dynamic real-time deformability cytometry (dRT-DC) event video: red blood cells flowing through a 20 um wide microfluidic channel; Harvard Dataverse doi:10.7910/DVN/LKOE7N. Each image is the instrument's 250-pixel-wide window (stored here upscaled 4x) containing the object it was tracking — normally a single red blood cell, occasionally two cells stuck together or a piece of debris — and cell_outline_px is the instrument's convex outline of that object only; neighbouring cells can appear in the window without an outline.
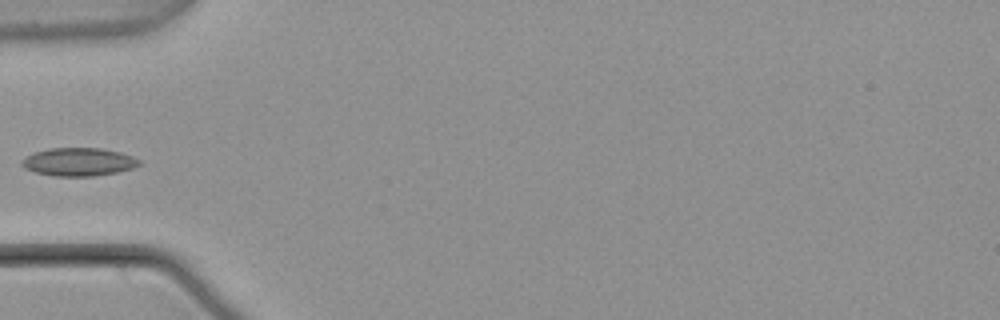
{"species": "common noctule bat (a hibernating species)", "species_latin": "Nyctalus noctula", "temperature_condition": "warm", "stored_images_in_passage": 5, "camera_frame_rate_fps": 3000, "um_per_image_px": 0.085, "animal": {"sex": "male", "body_mass_g": 21.5, "forearm_length_mm": 52.0}, "frame": {"image": 1, "passage_image": 4, "time_ms": 1.0, "image_size_px": [1000, 320], "cell_outline_px": [[140, 164], [132, 168], [116, 172], [92, 176], [52, 176], [36, 172], [24, 168], [20, 164], [20, 160], [36, 152], [48, 148], [100, 148], [120, 152], [132, 156], [140, 160]], "centroid_in_image_um": [6.66, 13.76], "position_along_channel_um": 78.3, "area_um2": 19.13}}
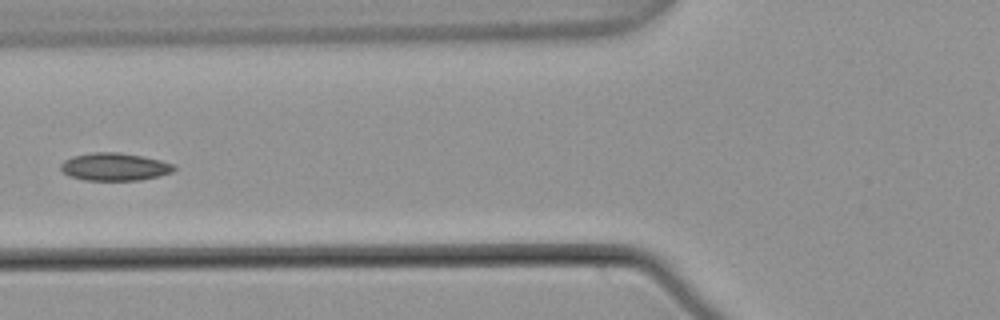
{"frame": {"image": 2, "passage_image": 5, "time_ms": 1.333, "image_size_px": [1000, 320], "cell_outline_px": [[176, 168], [172, 172], [160, 176], [140, 180], [84, 180], [68, 176], [60, 168], [60, 164], [64, 160], [72, 156], [96, 152], [116, 152], [140, 156], [160, 160], [172, 164]], "centroid_in_image_um": [9.72, 14.18], "position_along_channel_um": 116.1, "area_um2": 18.21}}